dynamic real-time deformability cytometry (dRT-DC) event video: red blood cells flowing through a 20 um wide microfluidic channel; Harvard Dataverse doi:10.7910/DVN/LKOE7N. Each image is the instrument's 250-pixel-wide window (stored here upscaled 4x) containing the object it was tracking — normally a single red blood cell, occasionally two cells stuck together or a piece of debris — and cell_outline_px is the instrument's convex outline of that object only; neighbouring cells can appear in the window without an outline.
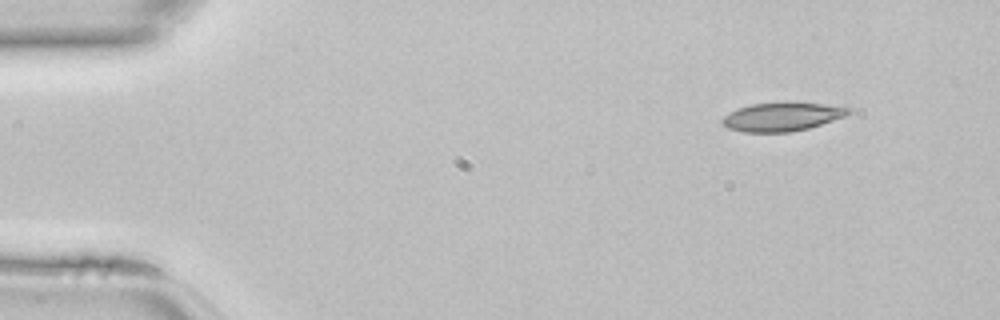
{"species": "common noctule bat (a hibernating species)", "species_latin": "Nyctalus noctula", "temperature_condition": "room temperature", "stored_images_in_passage": 41, "camera_frame_rate_fps": 3000, "um_per_image_px": 0.085, "animal": {"sex": "female", "body_mass_g": 22.7, "forearm_length_mm": 54.2}, "frame": {"image": 1, "passage_image": 1, "time_ms": 0.0, "image_size_px": [1000, 320], "cell_outline_px": [[852, 112], [844, 116], [808, 128], [792, 132], [744, 132], [728, 128], [720, 120], [724, 116], [740, 108], [752, 104], [784, 100], [824, 104], [852, 108]], "centroid_in_image_um": [66.5, 9.89], "position_along_channel_um": 18.5, "area_um2": 21.27}}
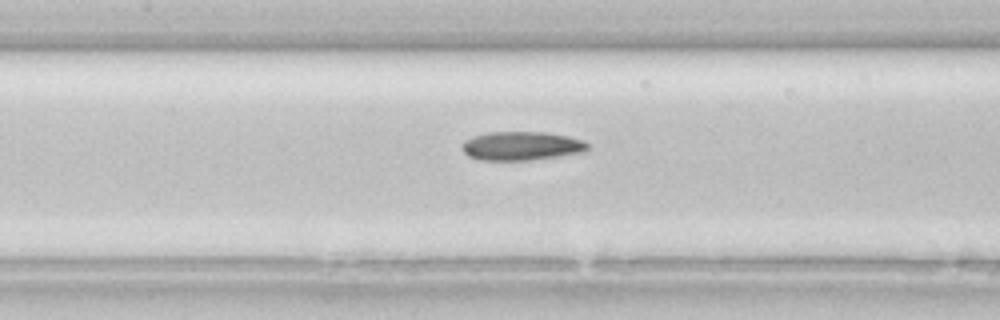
{"frame": {"image": 2, "passage_image": 17, "time_ms": 5.333, "image_size_px": [1000, 320], "cell_outline_px": [[588, 148], [584, 152], [532, 160], [480, 160], [468, 156], [460, 148], [460, 144], [464, 140], [472, 136], [488, 132], [544, 132], [568, 136], [584, 140], [588, 144]], "centroid_in_image_um": [44.28, 12.4], "position_along_channel_um": 163.1, "area_um2": 21.27}}
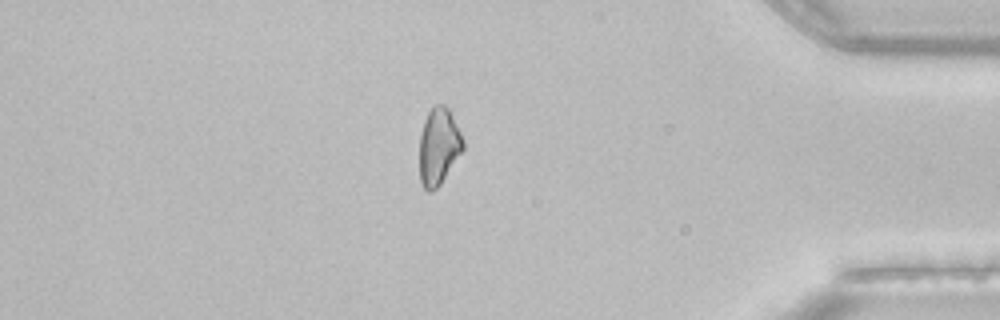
{"frame": {"image": 3, "passage_image": 35, "time_ms": 11.333, "image_size_px": [1000, 320], "cell_outline_px": [[464, 148], [440, 184], [432, 192], [428, 192], [424, 188], [420, 180], [420, 132], [424, 120], [432, 104], [444, 104], [448, 108], [464, 140]], "centroid_in_image_um": [37.27, 12.42], "position_along_channel_um": 397.9, "area_um2": 19.48}}